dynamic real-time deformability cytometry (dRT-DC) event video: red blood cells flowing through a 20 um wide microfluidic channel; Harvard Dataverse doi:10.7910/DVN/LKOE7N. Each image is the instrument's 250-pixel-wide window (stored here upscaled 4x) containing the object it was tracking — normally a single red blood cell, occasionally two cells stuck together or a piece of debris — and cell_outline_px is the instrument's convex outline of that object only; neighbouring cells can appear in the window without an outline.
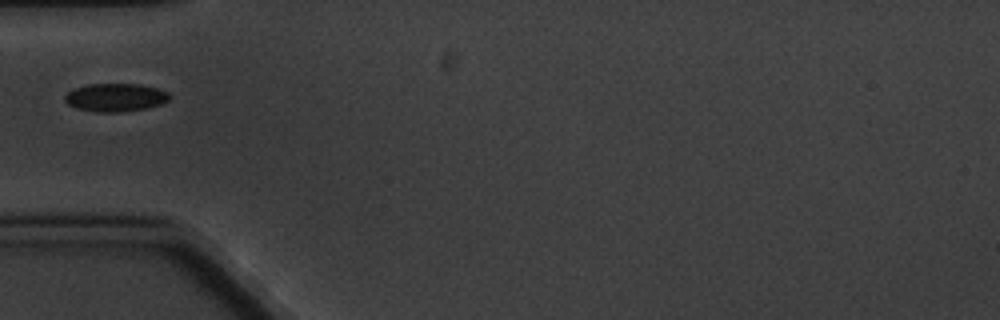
{"species": "common noctule bat (a hibernating species)", "species_latin": "Nyctalus noctula", "temperature_condition": "cold", "stored_images_in_passage": 5, "camera_frame_rate_fps": 3000, "um_per_image_px": 0.085, "animal": {"sex": "male", "body_mass_g": 20.1, "forearm_length_mm": 53.5}, "frame": {"image": 1, "passage_image": 1, "time_ms": 0.0, "image_size_px": [1000, 320], "cell_outline_px": [[168, 100], [160, 104], [148, 108], [120, 112], [96, 112], [76, 108], [68, 104], [64, 100], [64, 96], [68, 92], [76, 88], [88, 84], [140, 84], [156, 88], [168, 92]], "centroid_in_image_um": [9.79, 8.29], "position_along_channel_um": 75.2, "area_um2": 17.05}}
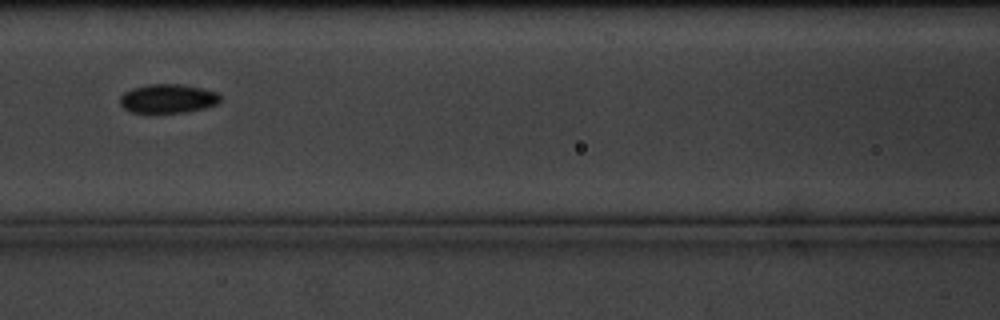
{"frame": {"image": 2, "passage_image": 3, "time_ms": 2.333, "image_size_px": [1000, 320], "cell_outline_px": [[220, 104], [204, 108], [184, 112], [132, 112], [124, 108], [120, 104], [120, 96], [124, 92], [132, 88], [148, 84], [180, 84], [200, 88], [216, 92], [220, 96]], "centroid_in_image_um": [14.27, 8.37], "position_along_channel_um": 152.3, "area_um2": 16.82}}